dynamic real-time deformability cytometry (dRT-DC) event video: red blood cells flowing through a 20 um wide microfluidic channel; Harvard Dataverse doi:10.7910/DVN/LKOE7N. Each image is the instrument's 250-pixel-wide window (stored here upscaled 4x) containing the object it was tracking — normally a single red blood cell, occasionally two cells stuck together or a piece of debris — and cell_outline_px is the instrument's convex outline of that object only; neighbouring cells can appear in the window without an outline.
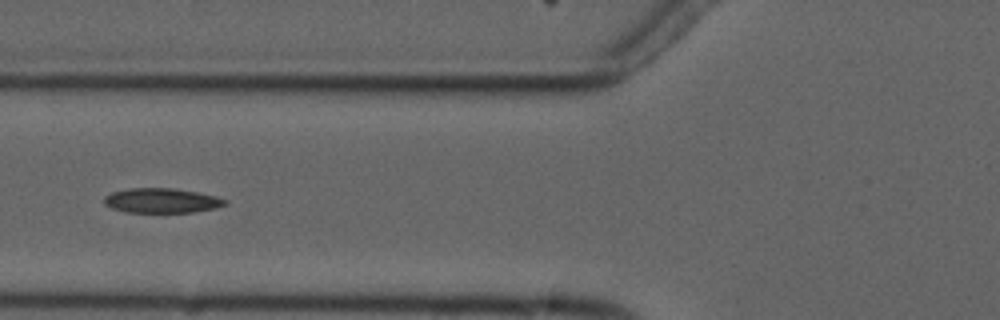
{"species": "common noctule bat (a hibernating species)", "species_latin": "Nyctalus noctula", "temperature_condition": "cold", "stored_images_in_passage": 8, "camera_frame_rate_fps": 3000, "um_per_image_px": 0.085, "animal": {"sex": "male", "forearm_length_mm": 52.5}, "frame": {"image": 1, "passage_image": 6, "time_ms": 6.0, "image_size_px": [1000, 320], "cell_outline_px": [[228, 204], [216, 208], [192, 212], [128, 212], [112, 208], [104, 204], [104, 196], [112, 192], [128, 188], [172, 188], [196, 192], [216, 196], [228, 200]], "centroid_in_image_um": [13.75, 17.04], "position_along_channel_um": 112.0, "area_um2": 17.4}}
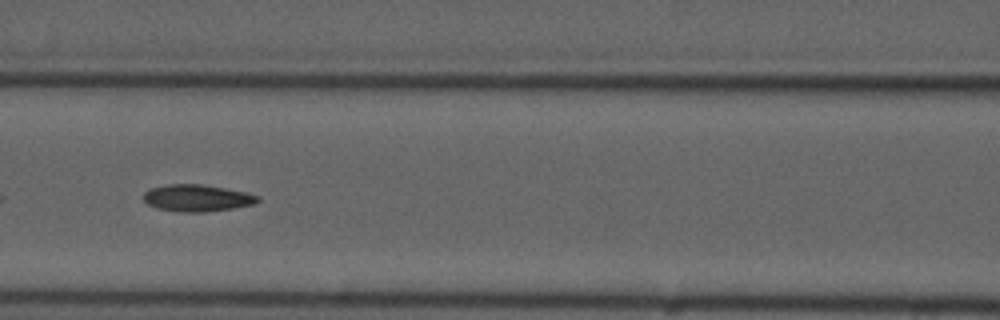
{"frame": {"image": 2, "passage_image": 7, "time_ms": 7.0, "image_size_px": [1000, 320], "cell_outline_px": [[260, 200], [256, 204], [232, 208], [204, 212], [184, 212], [156, 208], [148, 204], [144, 200], [144, 192], [152, 188], [168, 184], [200, 184], [224, 188], [244, 192], [260, 196]], "centroid_in_image_um": [16.77, 16.83], "position_along_channel_um": 149.8, "area_um2": 17.74}}
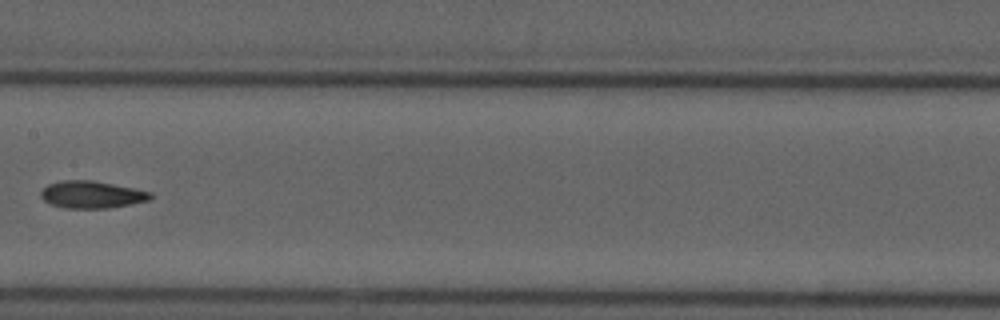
{"frame": {"image": 3, "passage_image": 8, "time_ms": 8.333, "image_size_px": [1000, 320], "cell_outline_px": [[152, 196], [148, 200], [132, 204], [108, 208], [64, 208], [52, 204], [44, 200], [40, 196], [40, 192], [48, 184], [64, 180], [92, 180], [152, 192]], "centroid_in_image_um": [7.78, 16.54], "position_along_channel_um": 199.6, "area_um2": 17.22}}